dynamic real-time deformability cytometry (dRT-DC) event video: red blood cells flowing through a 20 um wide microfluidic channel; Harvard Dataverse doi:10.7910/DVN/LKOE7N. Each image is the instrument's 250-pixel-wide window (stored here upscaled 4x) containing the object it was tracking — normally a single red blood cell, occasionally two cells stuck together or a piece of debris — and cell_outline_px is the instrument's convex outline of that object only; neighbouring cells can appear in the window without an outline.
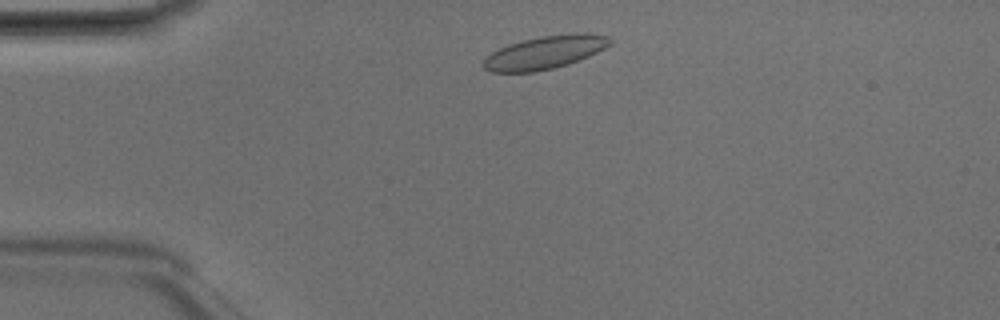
{"species": "Egyptian fruit bat (a non-hibernating species)", "species_latin": "Rousettus aegyptiacus", "temperature_condition": "room temperature", "stored_images_in_passage": 40, "camera_frame_rate_fps": 3000, "um_per_image_px": 0.085, "animal": {"sex": "male"}, "frame": {"image": 1, "passage_image": 3, "time_ms": 0.667, "image_size_px": [1000, 320], "cell_outline_px": [[612, 44], [580, 60], [568, 64], [536, 72], [488, 72], [480, 64], [492, 52], [508, 44], [540, 36], [608, 36], [612, 40]], "centroid_in_image_um": [46.19, 4.52], "position_along_channel_um": 38.8, "area_um2": 23.41}}
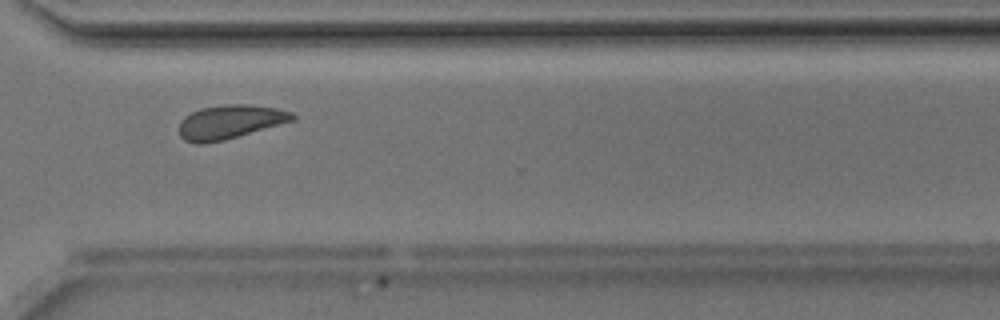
{"frame": {"image": 2, "passage_image": 28, "time_ms": 9.0, "image_size_px": [1000, 320], "cell_outline_px": [[296, 120], [224, 140], [204, 144], [196, 144], [184, 140], [180, 136], [180, 120], [184, 116], [200, 108], [224, 104], [248, 104], [276, 108], [292, 112], [296, 116]], "centroid_in_image_um": [19.54, 10.36], "position_along_channel_um": 351.1, "area_um2": 22.54}}
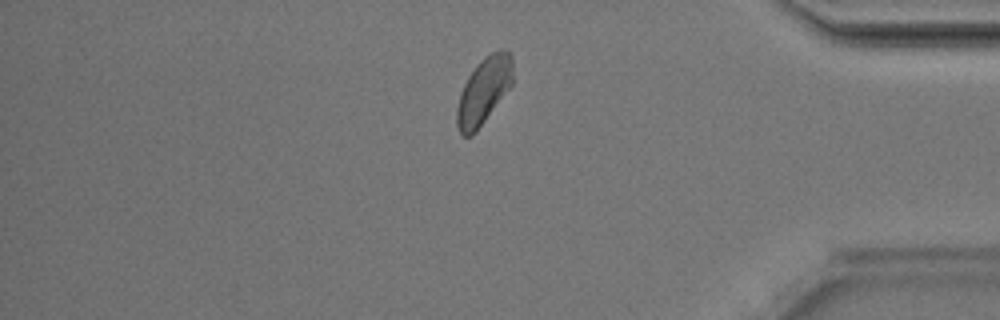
{"frame": {"image": 3, "passage_image": 33, "time_ms": 10.667, "image_size_px": [1000, 320], "cell_outline_px": [[512, 84], [476, 132], [472, 136], [460, 136], [456, 124], [456, 108], [464, 84], [468, 76], [476, 64], [484, 56], [500, 48], [508, 48], [512, 56]], "centroid_in_image_um": [41.11, 7.7], "position_along_channel_um": 394.1, "area_um2": 21.85}, "authors_computed_cell_mechanics": {"area_um2": 22.1663, "velocity_mm_per_s": 4.157, "shape_relaxation_time_tau1_ms": 3.6272, "shape_relaxation_time_tau2_ms": 2.0245, "deformation_change_tau1": 0.086, "deformation_change_tau2": 0.0638}}